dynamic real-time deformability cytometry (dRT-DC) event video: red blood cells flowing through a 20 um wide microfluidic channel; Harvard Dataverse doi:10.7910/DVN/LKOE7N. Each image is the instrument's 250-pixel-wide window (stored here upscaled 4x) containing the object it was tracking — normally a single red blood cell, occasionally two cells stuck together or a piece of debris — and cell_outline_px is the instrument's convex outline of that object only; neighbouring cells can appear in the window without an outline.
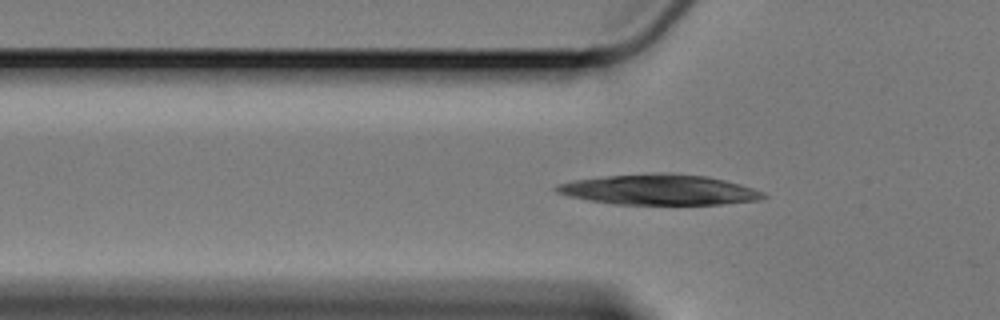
{"species": "Egyptian fruit bat (a non-hibernating species)", "species_latin": "Rousettus aegyptiacus", "temperature_condition": "cold", "stored_images_in_passage": 15, "camera_frame_rate_fps": 3000, "um_per_image_px": 0.085, "animal": {"sex": "female"}, "frame": {"image": 1, "passage_image": 12, "time_ms": 3.667, "image_size_px": [1000, 320], "cell_outline_px": [[768, 196], [756, 200], [720, 204], [616, 204], [588, 200], [568, 196], [556, 192], [552, 188], [556, 184], [576, 180], [608, 176], [660, 172], [672, 172], [708, 176], [740, 184], [764, 192]], "centroid_in_image_um": [56.02, 16.11], "position_along_channel_um": 69.8, "area_um2": 36.59}}